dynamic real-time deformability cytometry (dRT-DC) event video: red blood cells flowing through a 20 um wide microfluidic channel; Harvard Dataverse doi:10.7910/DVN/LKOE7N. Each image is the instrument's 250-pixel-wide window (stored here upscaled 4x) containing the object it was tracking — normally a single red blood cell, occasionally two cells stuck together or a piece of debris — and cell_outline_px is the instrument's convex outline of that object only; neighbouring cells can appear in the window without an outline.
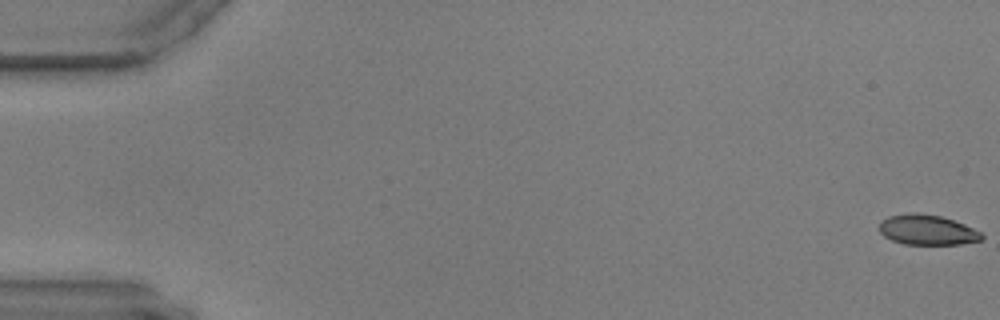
{"species": "common noctule bat (a hibernating species)", "species_latin": "Nyctalus noctula", "temperature_condition": "warm", "stored_images_in_passage": 59, "camera_frame_rate_fps": 3000, "um_per_image_px": 0.085, "animal": {"sex": "male", "body_mass_g": 17.9, "forearm_length_mm": 54.2}, "frame": {"image": 1, "passage_image": 1, "time_ms": 0.0, "image_size_px": [1000, 320], "cell_outline_px": [[984, 236], [980, 240], [960, 244], [904, 244], [892, 240], [884, 236], [880, 232], [880, 220], [888, 216], [908, 212], [916, 212], [940, 216], [964, 224], [980, 232]], "centroid_in_image_um": [78.77, 19.53], "position_along_channel_um": 6.2, "area_um2": 17.92}}
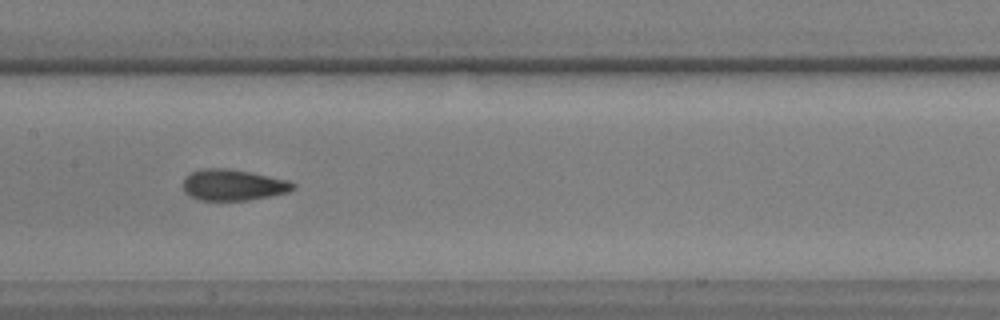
{"frame": {"image": 2, "passage_image": 30, "time_ms": 9.667, "image_size_px": [1000, 320], "cell_outline_px": [[296, 188], [288, 192], [248, 200], [200, 200], [184, 192], [184, 176], [192, 172], [204, 168], [228, 168], [288, 180], [296, 184]], "centroid_in_image_um": [19.81, 15.72], "position_along_channel_um": 187.6, "area_um2": 19.77}}
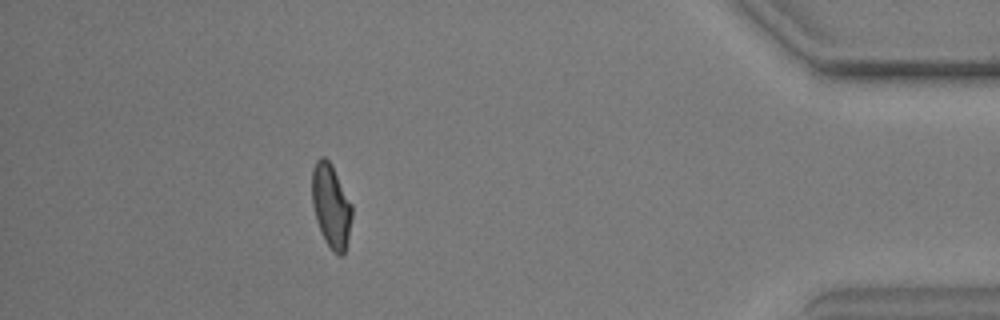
{"frame": {"image": 3, "passage_image": 53, "time_ms": 17.333, "image_size_px": [1000, 320], "cell_outline_px": [[352, 216], [348, 240], [344, 256], [336, 256], [332, 252], [324, 240], [316, 220], [312, 204], [312, 168], [316, 160], [320, 156], [324, 156], [332, 164], [352, 204]], "centroid_in_image_um": [28.14, 17.52], "position_along_channel_um": 407.1, "area_um2": 19.88}}